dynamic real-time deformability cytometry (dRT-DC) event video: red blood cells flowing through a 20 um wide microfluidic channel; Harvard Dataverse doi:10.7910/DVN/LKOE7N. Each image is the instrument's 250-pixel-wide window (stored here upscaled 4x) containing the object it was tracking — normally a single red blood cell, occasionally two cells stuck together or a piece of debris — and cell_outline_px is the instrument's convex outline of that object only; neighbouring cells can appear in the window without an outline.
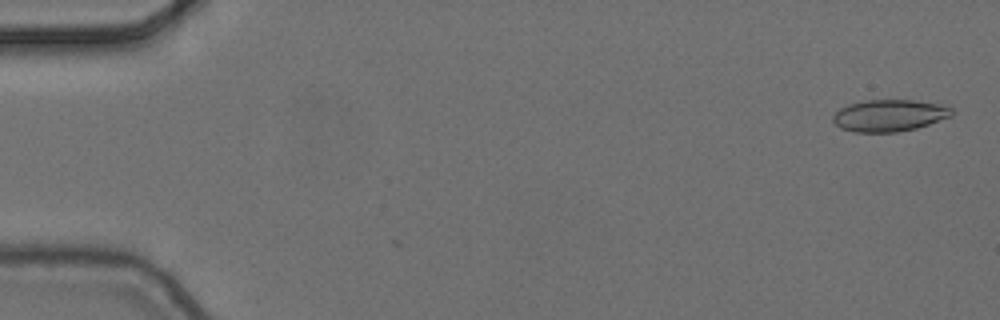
{"species": "common noctule bat (a hibernating species)", "species_latin": "Nyctalus noctula", "temperature_condition": "cold", "stored_images_in_passage": 6, "camera_frame_rate_fps": 3000, "um_per_image_px": 0.085, "animal": {"sex": "female", "body_mass_g": 24.6, "forearm_length_mm": 56.2}, "frame": {"image": 1, "passage_image": 1, "time_ms": 0.0, "image_size_px": [1000, 320], "cell_outline_px": [[952, 116], [916, 128], [896, 132], [856, 132], [840, 128], [832, 120], [832, 116], [840, 108], [848, 104], [864, 100], [912, 100], [936, 104], [952, 108]], "centroid_in_image_um": [75.54, 9.82], "position_along_channel_um": 9.5, "area_um2": 21.85}}